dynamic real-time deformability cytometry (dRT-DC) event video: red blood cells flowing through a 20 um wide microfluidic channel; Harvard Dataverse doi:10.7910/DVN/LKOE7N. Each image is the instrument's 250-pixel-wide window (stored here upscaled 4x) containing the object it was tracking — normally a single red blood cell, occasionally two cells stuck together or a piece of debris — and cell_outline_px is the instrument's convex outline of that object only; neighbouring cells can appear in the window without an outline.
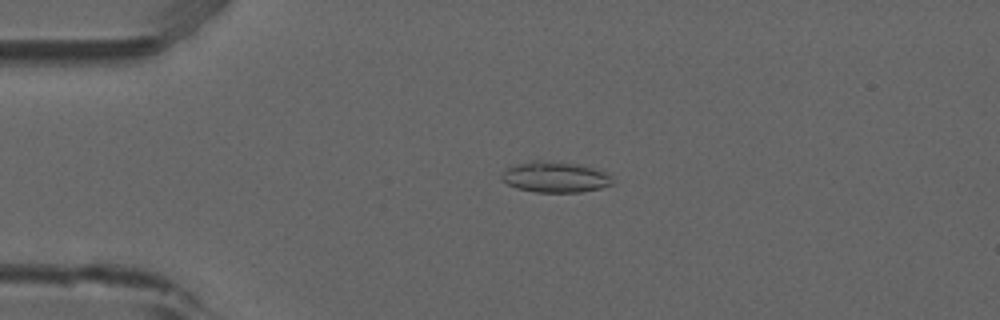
{"species": "common noctule bat (a hibernating species)", "species_latin": "Nyctalus noctula", "temperature_condition": "room temperature", "stored_images_in_passage": 53, "camera_frame_rate_fps": 3000, "um_per_image_px": 0.085, "animal": {"sex": "male", "forearm_length_mm": 52.5}, "frame": {"image": 1, "passage_image": 12, "time_ms": 3.667, "image_size_px": [1000, 320], "cell_outline_px": [[612, 184], [600, 188], [580, 192], [536, 192], [516, 188], [500, 180], [500, 176], [512, 164], [536, 156], [580, 164], [596, 168], [608, 172], [612, 180]], "centroid_in_image_um": [47.13, 14.98], "position_along_channel_um": 37.9, "area_um2": 20.98}}
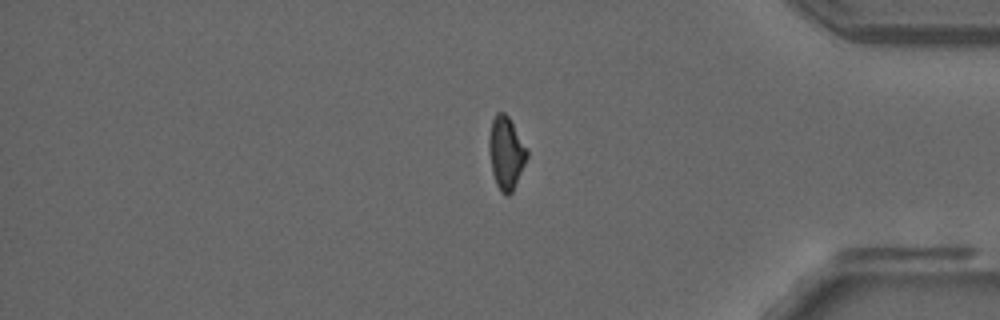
{"frame": {"image": 2, "passage_image": 44, "time_ms": 14.333, "image_size_px": [1000, 320], "cell_outline_px": [[528, 156], [512, 192], [508, 196], [500, 192], [496, 184], [492, 172], [488, 148], [488, 140], [492, 120], [496, 112], [504, 112], [508, 116], [528, 148]], "centroid_in_image_um": [43.01, 12.99], "position_along_channel_um": 392.2, "area_um2": 16.18}}
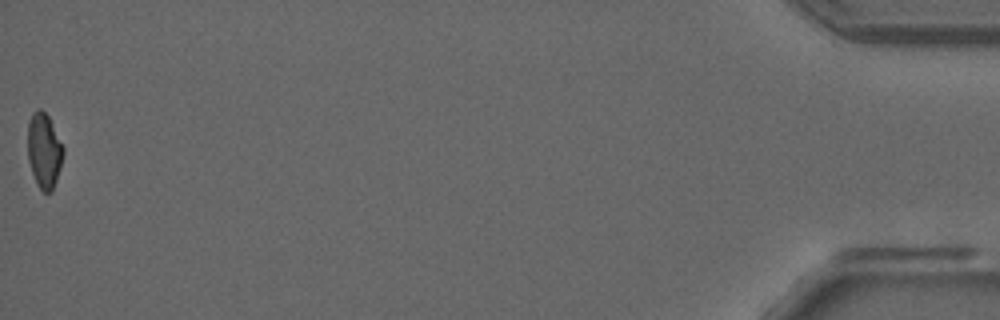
{"frame": {"image": 3, "passage_image": 53, "time_ms": 17.333, "image_size_px": [1000, 320], "cell_outline_px": [[64, 152], [56, 180], [52, 192], [44, 192], [36, 184], [28, 160], [28, 120], [32, 112], [36, 108], [40, 108], [48, 116], [64, 148]], "centroid_in_image_um": [3.73, 12.78], "position_along_channel_um": 431.5, "area_um2": 15.49}, "authors_computed_cell_mechanics": {"area_um2": 16.7042, "velocity_mm_per_s": 3.8647, "shape_relaxation_time_tau1_ms": null, "shape_relaxation_time_tau2_ms": 1.6666, "deformation_change_tau1": null, "deformation_change_tau2": 0.0769}}